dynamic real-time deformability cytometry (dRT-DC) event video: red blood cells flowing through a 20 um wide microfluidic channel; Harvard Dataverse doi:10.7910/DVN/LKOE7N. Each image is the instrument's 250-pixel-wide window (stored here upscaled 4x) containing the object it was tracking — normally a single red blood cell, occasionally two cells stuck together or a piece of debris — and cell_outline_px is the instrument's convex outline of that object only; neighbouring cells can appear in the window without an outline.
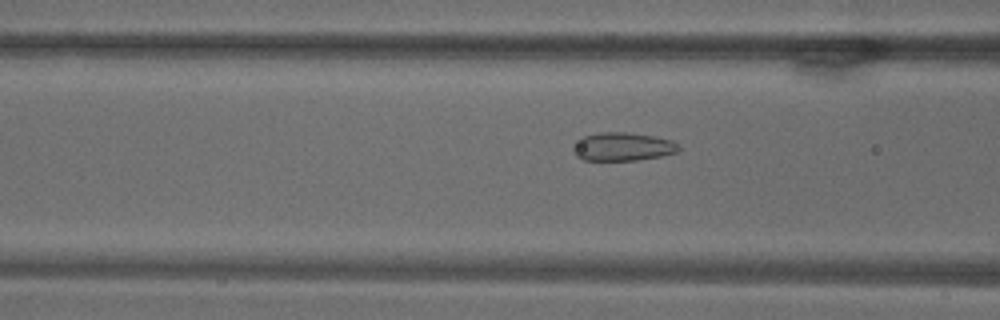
{"species": "common noctule bat (a hibernating species)", "species_latin": "Nyctalus noctula", "temperature_condition": "warm", "stored_images_in_passage": 72, "camera_frame_rate_fps": 3000, "um_per_image_px": 0.085, "animal": {"sex": "male", "body_mass_g": 18.8}, "frame": {"image": 1, "passage_image": 29, "time_ms": 9.333, "image_size_px": [1000, 320], "cell_outline_px": [[680, 148], [676, 152], [660, 156], [636, 160], [584, 160], [576, 156], [572, 152], [572, 148], [584, 136], [600, 132], [628, 132], [652, 136], [672, 140]], "centroid_in_image_um": [52.91, 12.47], "position_along_channel_um": 113.7, "area_um2": 17.22}}
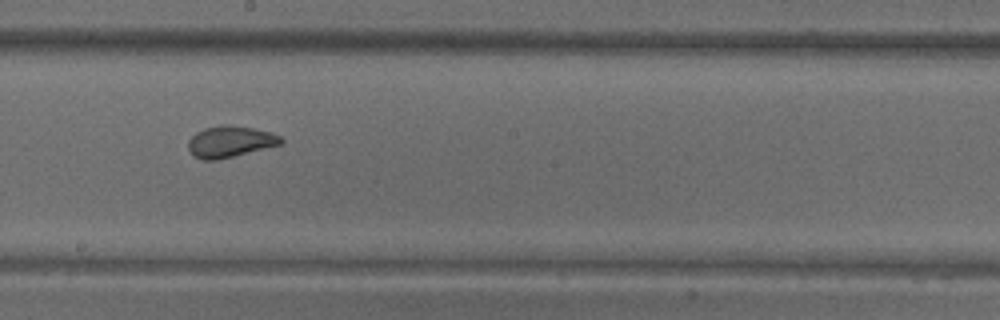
{"frame": {"image": 2, "passage_image": 41, "time_ms": 13.333, "image_size_px": [1000, 320], "cell_outline_px": [[284, 140], [280, 144], [216, 160], [204, 160], [192, 156], [188, 148], [188, 140], [196, 132], [204, 128], [220, 124], [228, 124], [252, 128], [272, 132], [280, 136]], "centroid_in_image_um": [19.51, 12.02], "position_along_channel_um": 228.7, "area_um2": 16.88}}
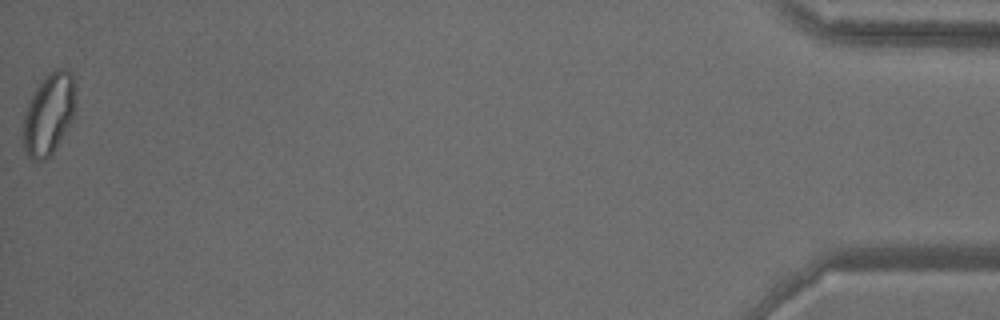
{"frame": {"image": 3, "passage_image": 72, "time_ms": 23.667, "image_size_px": [1000, 320], "cell_outline_px": [[76, 104], [72, 120], [68, 128], [52, 156], [44, 160], [32, 160], [28, 156], [24, 148], [24, 116], [28, 104], [36, 88], [44, 76], [48, 72], [56, 68], [64, 68], [72, 72], [76, 92]], "centroid_in_image_um": [4.19, 9.68], "position_along_channel_um": 431.0, "area_um2": 25.2}}